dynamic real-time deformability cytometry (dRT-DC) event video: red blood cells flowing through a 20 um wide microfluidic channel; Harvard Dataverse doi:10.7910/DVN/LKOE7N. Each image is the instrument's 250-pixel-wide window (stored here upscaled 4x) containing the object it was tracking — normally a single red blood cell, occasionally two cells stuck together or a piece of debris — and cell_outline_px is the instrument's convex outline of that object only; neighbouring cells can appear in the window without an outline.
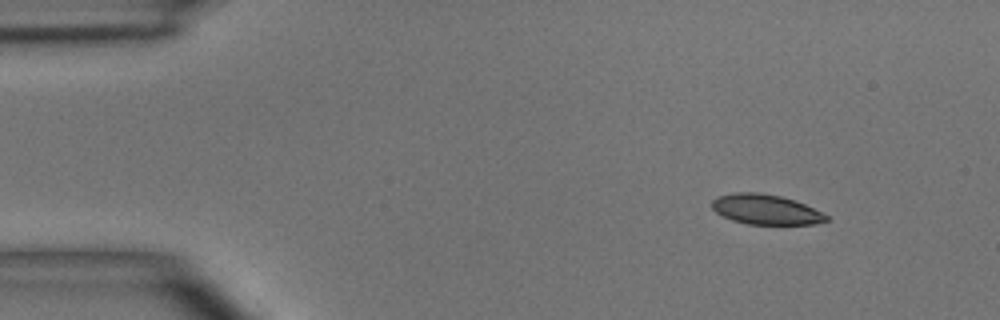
{"species": "common noctule bat (a hibernating species)", "species_latin": "Nyctalus noctula", "temperature_condition": "room temperature", "stored_images_in_passage": 5, "camera_frame_rate_fps": 3000, "um_per_image_px": 0.085, "animal": {"sex": "male", "body_mass_g": 15.6}, "frame": {"image": 1, "passage_image": 1, "time_ms": 0.0, "image_size_px": [1000, 320], "cell_outline_px": [[828, 220], [812, 224], [748, 224], [732, 220], [716, 212], [712, 208], [712, 200], [716, 196], [732, 192], [760, 192], [780, 196], [796, 200], [828, 216]], "centroid_in_image_um": [65.04, 17.79], "position_along_channel_um": 20.0, "area_um2": 19.94}}
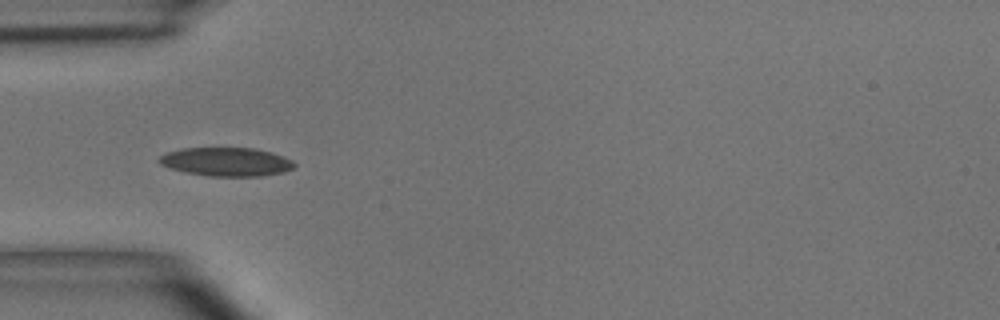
{"frame": {"image": 2, "passage_image": 4, "time_ms": 3.333, "image_size_px": [1000, 320], "cell_outline_px": [[296, 164], [292, 168], [284, 172], [260, 176], [208, 176], [184, 172], [160, 164], [156, 160], [160, 156], [168, 152], [180, 148], [256, 148], [272, 152], [284, 156], [292, 160]], "centroid_in_image_um": [19.24, 13.75], "position_along_channel_um": 65.8, "area_um2": 22.66}}
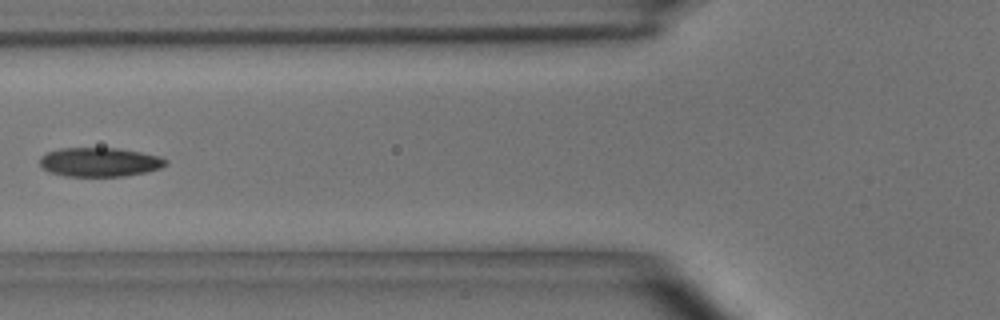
{"frame": {"image": 3, "passage_image": 5, "time_ms": 4.667, "image_size_px": [1000, 320], "cell_outline_px": [[168, 164], [160, 168], [144, 172], [124, 176], [64, 176], [48, 172], [40, 164], [40, 156], [48, 152], [60, 148], [120, 148], [160, 156], [168, 160]], "centroid_in_image_um": [8.47, 13.77], "position_along_channel_um": 117.3, "area_um2": 21.39}}